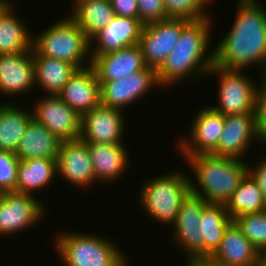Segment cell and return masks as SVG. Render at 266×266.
Wrapping results in <instances>:
<instances>
[{"instance_id":"d6986e66","label":"cell","mask_w":266,"mask_h":266,"mask_svg":"<svg viewBox=\"0 0 266 266\" xmlns=\"http://www.w3.org/2000/svg\"><path fill=\"white\" fill-rule=\"evenodd\" d=\"M99 82H111L139 72L147 66L139 44L103 55H90Z\"/></svg>"},{"instance_id":"8992f818","label":"cell","mask_w":266,"mask_h":266,"mask_svg":"<svg viewBox=\"0 0 266 266\" xmlns=\"http://www.w3.org/2000/svg\"><path fill=\"white\" fill-rule=\"evenodd\" d=\"M144 182L138 195L142 208L159 223L171 226L182 202L191 193V177L175 170Z\"/></svg>"},{"instance_id":"5b68a950","label":"cell","mask_w":266,"mask_h":266,"mask_svg":"<svg viewBox=\"0 0 266 266\" xmlns=\"http://www.w3.org/2000/svg\"><path fill=\"white\" fill-rule=\"evenodd\" d=\"M63 18L33 35V56L65 60L78 69L90 66V40L70 16Z\"/></svg>"},{"instance_id":"6da1fadb","label":"cell","mask_w":266,"mask_h":266,"mask_svg":"<svg viewBox=\"0 0 266 266\" xmlns=\"http://www.w3.org/2000/svg\"><path fill=\"white\" fill-rule=\"evenodd\" d=\"M229 33L214 49V65L243 70L258 65L266 75V9L258 0H238Z\"/></svg>"},{"instance_id":"3957f363","label":"cell","mask_w":266,"mask_h":266,"mask_svg":"<svg viewBox=\"0 0 266 266\" xmlns=\"http://www.w3.org/2000/svg\"><path fill=\"white\" fill-rule=\"evenodd\" d=\"M196 181L191 179V193L208 203L225 204L248 174L245 160L213 154L183 156ZM198 187H197V186Z\"/></svg>"},{"instance_id":"7c38bea8","label":"cell","mask_w":266,"mask_h":266,"mask_svg":"<svg viewBox=\"0 0 266 266\" xmlns=\"http://www.w3.org/2000/svg\"><path fill=\"white\" fill-rule=\"evenodd\" d=\"M42 203L35 199V194L3 193L0 199V235L16 234L37 224L45 214Z\"/></svg>"},{"instance_id":"f1b7e54d","label":"cell","mask_w":266,"mask_h":266,"mask_svg":"<svg viewBox=\"0 0 266 266\" xmlns=\"http://www.w3.org/2000/svg\"><path fill=\"white\" fill-rule=\"evenodd\" d=\"M231 222L224 204L208 203L203 208L199 228L204 238V257H210L216 251Z\"/></svg>"},{"instance_id":"e0dca14e","label":"cell","mask_w":266,"mask_h":266,"mask_svg":"<svg viewBox=\"0 0 266 266\" xmlns=\"http://www.w3.org/2000/svg\"><path fill=\"white\" fill-rule=\"evenodd\" d=\"M36 87L33 49L18 54L0 55L1 93L5 96H17Z\"/></svg>"},{"instance_id":"9c48e42d","label":"cell","mask_w":266,"mask_h":266,"mask_svg":"<svg viewBox=\"0 0 266 266\" xmlns=\"http://www.w3.org/2000/svg\"><path fill=\"white\" fill-rule=\"evenodd\" d=\"M35 103L32 116L37 123L62 142L80 139L81 116L59 96H40Z\"/></svg>"},{"instance_id":"f35d334b","label":"cell","mask_w":266,"mask_h":266,"mask_svg":"<svg viewBox=\"0 0 266 266\" xmlns=\"http://www.w3.org/2000/svg\"><path fill=\"white\" fill-rule=\"evenodd\" d=\"M258 266H266V248L260 251Z\"/></svg>"},{"instance_id":"603a6c76","label":"cell","mask_w":266,"mask_h":266,"mask_svg":"<svg viewBox=\"0 0 266 266\" xmlns=\"http://www.w3.org/2000/svg\"><path fill=\"white\" fill-rule=\"evenodd\" d=\"M13 4L8 0L0 3V55L18 54L33 49V35L15 14Z\"/></svg>"},{"instance_id":"ac0fdd59","label":"cell","mask_w":266,"mask_h":266,"mask_svg":"<svg viewBox=\"0 0 266 266\" xmlns=\"http://www.w3.org/2000/svg\"><path fill=\"white\" fill-rule=\"evenodd\" d=\"M143 27L139 19L115 15L109 25L90 39V55H103L139 44Z\"/></svg>"},{"instance_id":"74e56055","label":"cell","mask_w":266,"mask_h":266,"mask_svg":"<svg viewBox=\"0 0 266 266\" xmlns=\"http://www.w3.org/2000/svg\"><path fill=\"white\" fill-rule=\"evenodd\" d=\"M186 266H228L221 264L211 257L196 258L186 263Z\"/></svg>"},{"instance_id":"7a4b0ae2","label":"cell","mask_w":266,"mask_h":266,"mask_svg":"<svg viewBox=\"0 0 266 266\" xmlns=\"http://www.w3.org/2000/svg\"><path fill=\"white\" fill-rule=\"evenodd\" d=\"M211 18L189 22L180 34L174 49L156 71L160 87L175 82L208 76L214 64V49H209ZM210 52V53H209ZM180 80V81H179Z\"/></svg>"},{"instance_id":"44dd1931","label":"cell","mask_w":266,"mask_h":266,"mask_svg":"<svg viewBox=\"0 0 266 266\" xmlns=\"http://www.w3.org/2000/svg\"><path fill=\"white\" fill-rule=\"evenodd\" d=\"M259 255L258 249L232 221L225 230L219 247L210 257L228 266H258Z\"/></svg>"},{"instance_id":"83f0119b","label":"cell","mask_w":266,"mask_h":266,"mask_svg":"<svg viewBox=\"0 0 266 266\" xmlns=\"http://www.w3.org/2000/svg\"><path fill=\"white\" fill-rule=\"evenodd\" d=\"M35 85L48 95L58 96L69 78L78 69L65 60L34 56Z\"/></svg>"},{"instance_id":"2e32d148","label":"cell","mask_w":266,"mask_h":266,"mask_svg":"<svg viewBox=\"0 0 266 266\" xmlns=\"http://www.w3.org/2000/svg\"><path fill=\"white\" fill-rule=\"evenodd\" d=\"M56 166L57 175L77 187L87 189L96 182L89 148L81 139L61 143Z\"/></svg>"},{"instance_id":"e575fe53","label":"cell","mask_w":266,"mask_h":266,"mask_svg":"<svg viewBox=\"0 0 266 266\" xmlns=\"http://www.w3.org/2000/svg\"><path fill=\"white\" fill-rule=\"evenodd\" d=\"M261 79L256 94L255 119L259 137L266 147V78Z\"/></svg>"},{"instance_id":"5bb4252c","label":"cell","mask_w":266,"mask_h":266,"mask_svg":"<svg viewBox=\"0 0 266 266\" xmlns=\"http://www.w3.org/2000/svg\"><path fill=\"white\" fill-rule=\"evenodd\" d=\"M252 141H259L255 114H236L225 116V124L217 148L211 153L216 156L241 159L247 154ZM252 143V144H251Z\"/></svg>"},{"instance_id":"d4e9b609","label":"cell","mask_w":266,"mask_h":266,"mask_svg":"<svg viewBox=\"0 0 266 266\" xmlns=\"http://www.w3.org/2000/svg\"><path fill=\"white\" fill-rule=\"evenodd\" d=\"M69 16L78 24L90 40L115 16L110 0H74Z\"/></svg>"},{"instance_id":"30bf717a","label":"cell","mask_w":266,"mask_h":266,"mask_svg":"<svg viewBox=\"0 0 266 266\" xmlns=\"http://www.w3.org/2000/svg\"><path fill=\"white\" fill-rule=\"evenodd\" d=\"M188 21L165 19L143 27L139 45L147 67L156 71L165 62Z\"/></svg>"},{"instance_id":"4dcf8cb0","label":"cell","mask_w":266,"mask_h":266,"mask_svg":"<svg viewBox=\"0 0 266 266\" xmlns=\"http://www.w3.org/2000/svg\"><path fill=\"white\" fill-rule=\"evenodd\" d=\"M167 18L179 19L188 22L199 21L208 18L205 12L211 0H162Z\"/></svg>"},{"instance_id":"7402d4cb","label":"cell","mask_w":266,"mask_h":266,"mask_svg":"<svg viewBox=\"0 0 266 266\" xmlns=\"http://www.w3.org/2000/svg\"><path fill=\"white\" fill-rule=\"evenodd\" d=\"M125 144L87 143L96 182L113 183L122 177L129 166V152Z\"/></svg>"},{"instance_id":"836d02e7","label":"cell","mask_w":266,"mask_h":266,"mask_svg":"<svg viewBox=\"0 0 266 266\" xmlns=\"http://www.w3.org/2000/svg\"><path fill=\"white\" fill-rule=\"evenodd\" d=\"M137 4L139 20L144 26L167 19L162 0H137Z\"/></svg>"},{"instance_id":"8fae6325","label":"cell","mask_w":266,"mask_h":266,"mask_svg":"<svg viewBox=\"0 0 266 266\" xmlns=\"http://www.w3.org/2000/svg\"><path fill=\"white\" fill-rule=\"evenodd\" d=\"M100 83V103L103 106L123 111L127 105L151 92L155 85L160 87L156 70L150 67L134 72L127 77Z\"/></svg>"},{"instance_id":"4316f807","label":"cell","mask_w":266,"mask_h":266,"mask_svg":"<svg viewBox=\"0 0 266 266\" xmlns=\"http://www.w3.org/2000/svg\"><path fill=\"white\" fill-rule=\"evenodd\" d=\"M56 174V160H20L17 168V192L33 195V192L47 188L53 179L55 180Z\"/></svg>"},{"instance_id":"1f68e13d","label":"cell","mask_w":266,"mask_h":266,"mask_svg":"<svg viewBox=\"0 0 266 266\" xmlns=\"http://www.w3.org/2000/svg\"><path fill=\"white\" fill-rule=\"evenodd\" d=\"M232 221L259 252L266 248V211L240 215Z\"/></svg>"},{"instance_id":"277c9868","label":"cell","mask_w":266,"mask_h":266,"mask_svg":"<svg viewBox=\"0 0 266 266\" xmlns=\"http://www.w3.org/2000/svg\"><path fill=\"white\" fill-rule=\"evenodd\" d=\"M54 248L64 266H128L121 248L95 233L63 231L55 235Z\"/></svg>"},{"instance_id":"ba28073f","label":"cell","mask_w":266,"mask_h":266,"mask_svg":"<svg viewBox=\"0 0 266 266\" xmlns=\"http://www.w3.org/2000/svg\"><path fill=\"white\" fill-rule=\"evenodd\" d=\"M208 204L203 198L190 193L182 202L176 221L172 224V240L178 249L187 255L189 262L196 258H204V238L199 228L201 211Z\"/></svg>"},{"instance_id":"ffe728a7","label":"cell","mask_w":266,"mask_h":266,"mask_svg":"<svg viewBox=\"0 0 266 266\" xmlns=\"http://www.w3.org/2000/svg\"><path fill=\"white\" fill-rule=\"evenodd\" d=\"M58 96L79 116L99 106L100 83L93 67L77 69Z\"/></svg>"},{"instance_id":"4fadbf2b","label":"cell","mask_w":266,"mask_h":266,"mask_svg":"<svg viewBox=\"0 0 266 266\" xmlns=\"http://www.w3.org/2000/svg\"><path fill=\"white\" fill-rule=\"evenodd\" d=\"M191 136H181L176 144L178 151L183 156L197 154H211L218 146L220 136L225 124V116L211 107H204L193 118Z\"/></svg>"},{"instance_id":"484cf974","label":"cell","mask_w":266,"mask_h":266,"mask_svg":"<svg viewBox=\"0 0 266 266\" xmlns=\"http://www.w3.org/2000/svg\"><path fill=\"white\" fill-rule=\"evenodd\" d=\"M32 111L13 103H0V149L15 153L29 122Z\"/></svg>"},{"instance_id":"9a60e30c","label":"cell","mask_w":266,"mask_h":266,"mask_svg":"<svg viewBox=\"0 0 266 266\" xmlns=\"http://www.w3.org/2000/svg\"><path fill=\"white\" fill-rule=\"evenodd\" d=\"M124 118L121 110L100 104L81 116L80 139L86 143L122 144Z\"/></svg>"},{"instance_id":"d6a6232c","label":"cell","mask_w":266,"mask_h":266,"mask_svg":"<svg viewBox=\"0 0 266 266\" xmlns=\"http://www.w3.org/2000/svg\"><path fill=\"white\" fill-rule=\"evenodd\" d=\"M19 158L15 153L0 149V190L17 192V168Z\"/></svg>"},{"instance_id":"52a82bcc","label":"cell","mask_w":266,"mask_h":266,"mask_svg":"<svg viewBox=\"0 0 266 266\" xmlns=\"http://www.w3.org/2000/svg\"><path fill=\"white\" fill-rule=\"evenodd\" d=\"M207 74H216L219 81V105L210 106L212 109L223 116L255 114L259 85L255 84L251 78L241 70H228L214 64Z\"/></svg>"},{"instance_id":"f546056e","label":"cell","mask_w":266,"mask_h":266,"mask_svg":"<svg viewBox=\"0 0 266 266\" xmlns=\"http://www.w3.org/2000/svg\"><path fill=\"white\" fill-rule=\"evenodd\" d=\"M224 205L232 219L248 213L266 211V200L261 189L249 174L245 176Z\"/></svg>"},{"instance_id":"cb8c5ba5","label":"cell","mask_w":266,"mask_h":266,"mask_svg":"<svg viewBox=\"0 0 266 266\" xmlns=\"http://www.w3.org/2000/svg\"><path fill=\"white\" fill-rule=\"evenodd\" d=\"M62 141L44 125L32 119L27 125L15 154L19 160L45 158L56 160Z\"/></svg>"},{"instance_id":"8d00e7d4","label":"cell","mask_w":266,"mask_h":266,"mask_svg":"<svg viewBox=\"0 0 266 266\" xmlns=\"http://www.w3.org/2000/svg\"><path fill=\"white\" fill-rule=\"evenodd\" d=\"M263 157H261L260 162L258 161V166H255L256 168L251 167L248 163V174L257 183L261 189L264 199L266 200V156L264 155Z\"/></svg>"},{"instance_id":"d590c367","label":"cell","mask_w":266,"mask_h":266,"mask_svg":"<svg viewBox=\"0 0 266 266\" xmlns=\"http://www.w3.org/2000/svg\"><path fill=\"white\" fill-rule=\"evenodd\" d=\"M115 15L139 19L137 0H110Z\"/></svg>"}]
</instances>
